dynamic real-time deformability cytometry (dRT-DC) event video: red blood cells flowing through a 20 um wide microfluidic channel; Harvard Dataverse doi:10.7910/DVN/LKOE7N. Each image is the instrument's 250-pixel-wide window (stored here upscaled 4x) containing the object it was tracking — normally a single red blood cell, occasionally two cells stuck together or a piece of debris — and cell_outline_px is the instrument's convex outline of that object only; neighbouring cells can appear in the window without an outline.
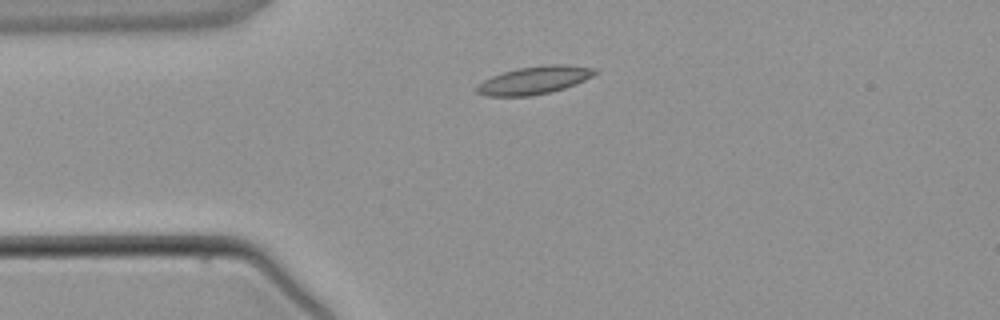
{"species": "common noctule bat (a hibernating species)", "species_latin": "Nyctalus noctula", "temperature_condition": "warm", "stored_images_in_passage": 2, "camera_frame_rate_fps": 3000, "um_per_image_px": 0.085, "animal": {"sex": "male", "body_mass_g": 21.5, "forearm_length_mm": 52.0}, "frame": {"image": 1, "passage_image": 1, "time_ms": 0.0, "image_size_px": [1000, 320], "cell_outline_px": [[600, 72], [576, 84], [564, 88], [532, 96], [488, 96], [476, 92], [476, 88], [484, 80], [492, 76], [516, 68], [544, 64], [564, 64], [596, 68]], "centroid_in_image_um": [45.46, 6.8], "position_along_channel_um": 39.5, "area_um2": 19.19}}